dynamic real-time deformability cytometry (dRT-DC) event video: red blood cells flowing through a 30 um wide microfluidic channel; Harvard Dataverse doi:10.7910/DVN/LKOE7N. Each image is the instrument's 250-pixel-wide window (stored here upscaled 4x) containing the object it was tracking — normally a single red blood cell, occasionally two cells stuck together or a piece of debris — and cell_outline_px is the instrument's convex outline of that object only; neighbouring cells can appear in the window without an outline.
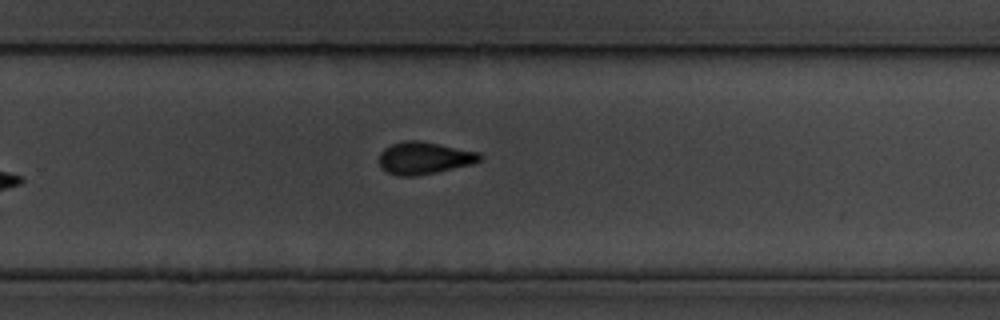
{"species": "common noctule bat (a hibernating species)", "species_latin": "Nyctalus noctula", "temperature_condition": "cold", "stored_images_in_passage": 10, "camera_frame_rate_fps": 3000, "um_per_image_px": 0.085, "animal": {"sex": "male", "body_mass_g": 19.5, "forearm_length_mm": 54.6}, "frame": {"image": 1, "passage_image": 10, "time_ms": 11.0, "image_size_px": [1000, 320], "cell_outline_px": [[484, 156], [480, 160], [472, 164], [436, 172], [416, 176], [400, 176], [388, 172], [380, 168], [380, 152], [384, 148], [392, 144], [404, 140], [420, 140], [480, 152]], "centroid_in_image_um": [36.07, 13.42], "position_along_channel_um": 293.7, "area_um2": 19.02}}